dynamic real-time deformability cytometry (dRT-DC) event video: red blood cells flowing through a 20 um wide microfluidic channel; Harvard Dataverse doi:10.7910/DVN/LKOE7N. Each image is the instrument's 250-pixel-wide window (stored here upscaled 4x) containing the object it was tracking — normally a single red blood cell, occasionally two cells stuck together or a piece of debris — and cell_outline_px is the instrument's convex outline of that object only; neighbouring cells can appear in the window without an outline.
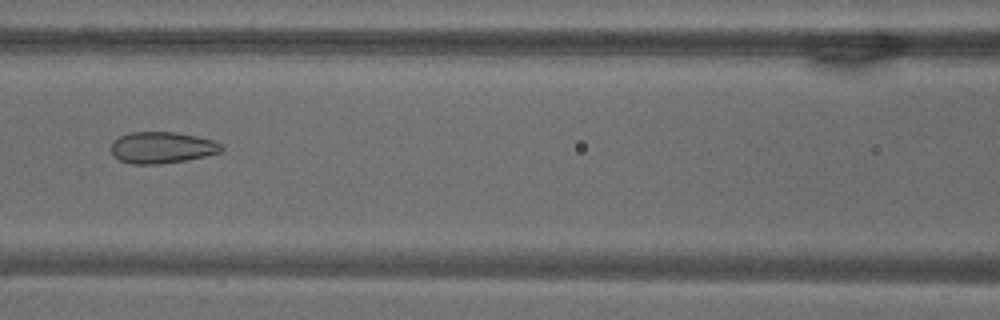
{"species": "common noctule bat (a hibernating species)", "species_latin": "Nyctalus noctula", "temperature_condition": "warm", "stored_images_in_passage": 8, "camera_frame_rate_fps": 3000, "um_per_image_px": 0.085, "animal": {"sex": "male", "body_mass_g": 18.8}, "frame": {"image": 1, "passage_image": 6, "time_ms": 1.667, "image_size_px": [1000, 320], "cell_outline_px": [[224, 148], [220, 152], [204, 156], [184, 160], [156, 164], [132, 164], [120, 160], [112, 156], [112, 140], [120, 136], [132, 132], [176, 132], [196, 136], [212, 140], [220, 144]], "centroid_in_image_um": [13.73, 12.54], "position_along_channel_um": 152.9, "area_um2": 20.06}}
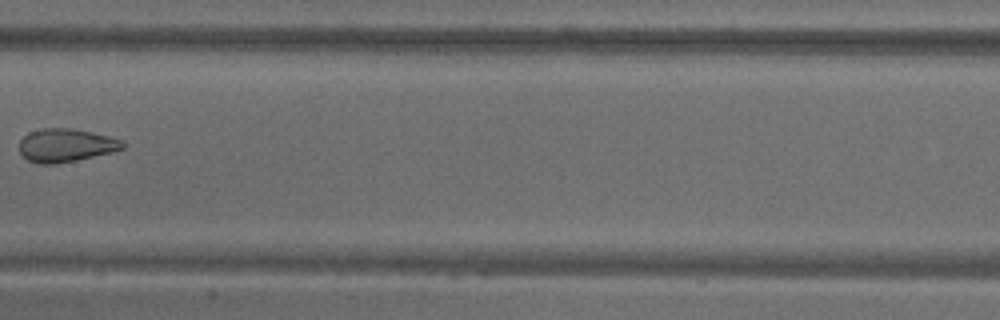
{"frame": {"image": 2, "passage_image": 7, "time_ms": 2.0, "image_size_px": [1000, 320], "cell_outline_px": [[124, 148], [112, 152], [76, 160], [56, 164], [36, 164], [28, 160], [20, 152], [20, 140], [28, 132], [40, 128], [72, 128], [92, 132], [108, 136], [120, 140], [124, 144]], "centroid_in_image_um": [5.56, 12.35], "position_along_channel_um": 201.8, "area_um2": 20.0}}
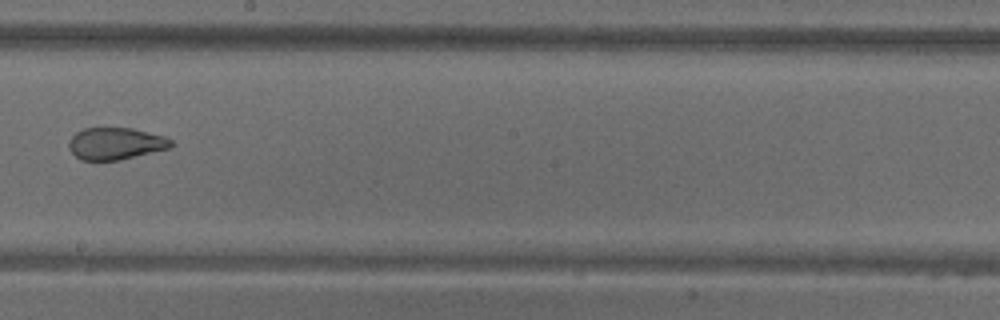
{"frame": {"image": 3, "passage_image": 8, "time_ms": 2.333, "image_size_px": [1000, 320], "cell_outline_px": [[176, 144], [172, 148], [120, 160], [80, 160], [68, 148], [68, 140], [76, 132], [84, 128], [132, 128], [164, 136], [172, 140]], "centroid_in_image_um": [9.85, 12.21], "position_along_channel_um": 238.3, "area_um2": 19.31}}